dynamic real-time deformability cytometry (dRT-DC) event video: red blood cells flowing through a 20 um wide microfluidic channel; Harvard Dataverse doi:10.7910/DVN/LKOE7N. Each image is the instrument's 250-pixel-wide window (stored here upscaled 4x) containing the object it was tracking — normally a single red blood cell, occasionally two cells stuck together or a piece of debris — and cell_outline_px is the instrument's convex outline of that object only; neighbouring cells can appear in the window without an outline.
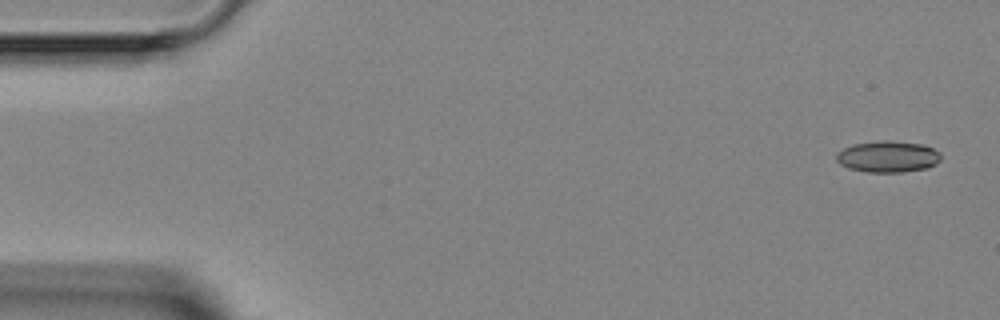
{"species": "Egyptian fruit bat (a non-hibernating species)", "species_latin": "Rousettus aegyptiacus", "temperature_condition": "room temperature", "stored_images_in_passage": 5, "segment_of_instrument_passage": [2, 2], "camera_frame_rate_fps": 3000, "um_per_image_px": 0.085, "animal": {"sex": "female"}, "frame": {"image": 1, "passage_image": 5, "time_ms": 4.667, "image_size_px": [1000, 320], "cell_outline_px": [[940, 160], [936, 164], [928, 168], [900, 172], [868, 172], [848, 168], [840, 164], [836, 160], [836, 152], [852, 144], [880, 140], [888, 140], [920, 144], [932, 148], [940, 152]], "centroid_in_image_um": [75.44, 13.31], "position_along_channel_um": 9.6, "area_um2": 19.19}}